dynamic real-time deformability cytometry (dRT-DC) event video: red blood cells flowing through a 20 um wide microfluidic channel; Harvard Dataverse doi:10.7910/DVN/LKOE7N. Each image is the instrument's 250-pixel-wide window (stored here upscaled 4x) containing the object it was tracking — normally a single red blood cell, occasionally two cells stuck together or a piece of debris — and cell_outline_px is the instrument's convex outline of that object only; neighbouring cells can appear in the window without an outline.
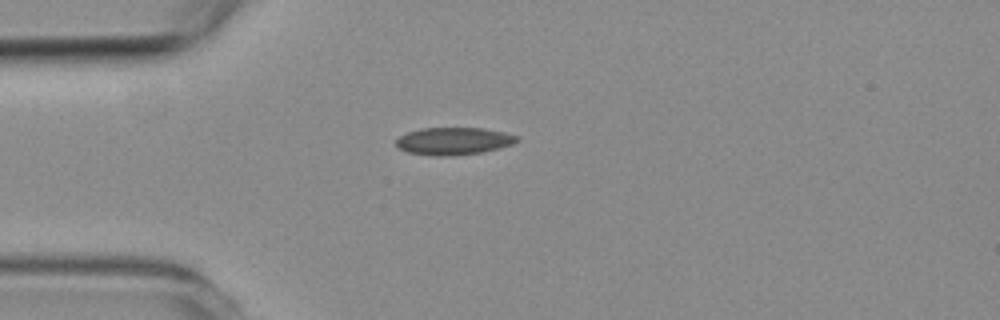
{"species": "common noctule bat (a hibernating species)", "species_latin": "Nyctalus noctula", "temperature_condition": "room temperature", "stored_images_in_passage": 1, "camera_frame_rate_fps": 3000, "um_per_image_px": 0.085, "animal": {"sex": "female", "body_mass_g": 19.3, "forearm_length_mm": 54.1}, "frame": {"image": 1, "passage_image": 1, "time_ms": 0.0, "image_size_px": [1000, 320], "cell_outline_px": [[520, 140], [512, 144], [500, 148], [480, 152], [452, 156], [432, 156], [408, 152], [400, 148], [396, 144], [396, 140], [400, 136], [408, 132], [420, 128], [484, 128], [504, 132], [516, 136]], "centroid_in_image_um": [38.56, 11.99], "position_along_channel_um": 46.4, "area_um2": 19.25}}